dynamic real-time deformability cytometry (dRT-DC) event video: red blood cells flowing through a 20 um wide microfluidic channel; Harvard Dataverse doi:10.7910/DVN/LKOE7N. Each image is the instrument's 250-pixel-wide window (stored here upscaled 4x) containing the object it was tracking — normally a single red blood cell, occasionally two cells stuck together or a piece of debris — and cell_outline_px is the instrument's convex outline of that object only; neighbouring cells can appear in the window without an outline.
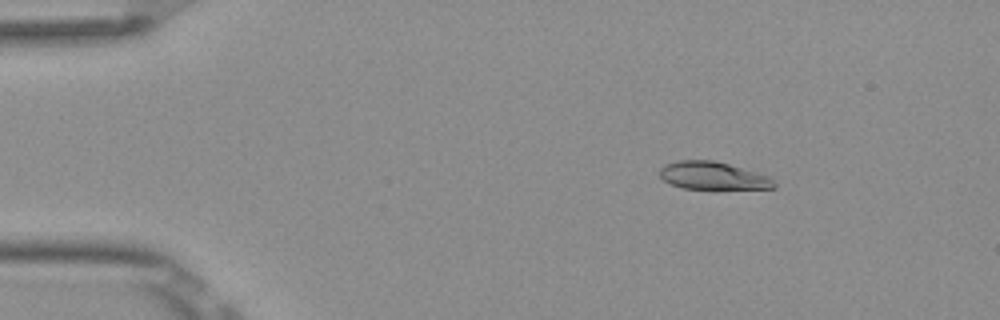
{"species": "Egyptian fruit bat (a non-hibernating species)", "species_latin": "Rousettus aegyptiacus", "temperature_condition": "room temperature", "stored_images_in_passage": 47, "camera_frame_rate_fps": 3000, "um_per_image_px": 0.085, "frame": {"image": 1, "passage_image": 2, "time_ms": 0.333, "image_size_px": [1000, 320], "cell_outline_px": [[776, 188], [716, 192], [684, 188], [672, 184], [664, 180], [660, 176], [660, 168], [664, 164], [680, 160], [712, 160], [728, 164], [772, 176], [776, 184]], "centroid_in_image_um": [60.69, 15.0], "position_along_channel_um": 24.3, "area_um2": 19.59}}
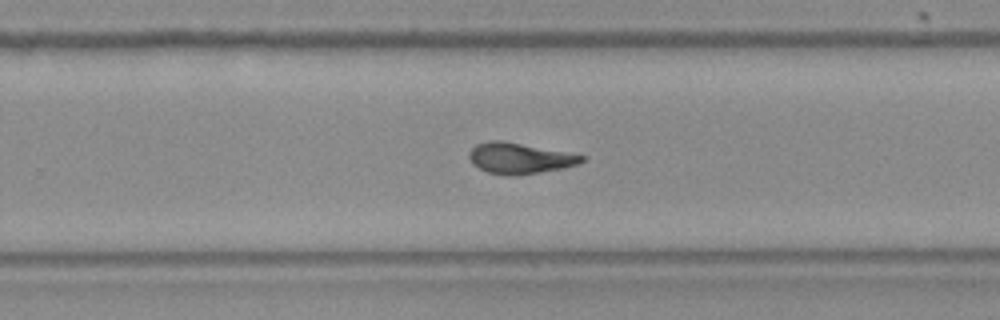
{"frame": {"image": 2, "passage_image": 28, "time_ms": 9.0, "image_size_px": [1000, 320], "cell_outline_px": [[588, 156], [580, 164], [540, 172], [504, 176], [488, 172], [472, 164], [468, 156], [468, 152], [476, 144], [488, 140], [500, 140]], "centroid_in_image_um": [44.14, 13.44], "position_along_channel_um": 285.7, "area_um2": 20.11}}
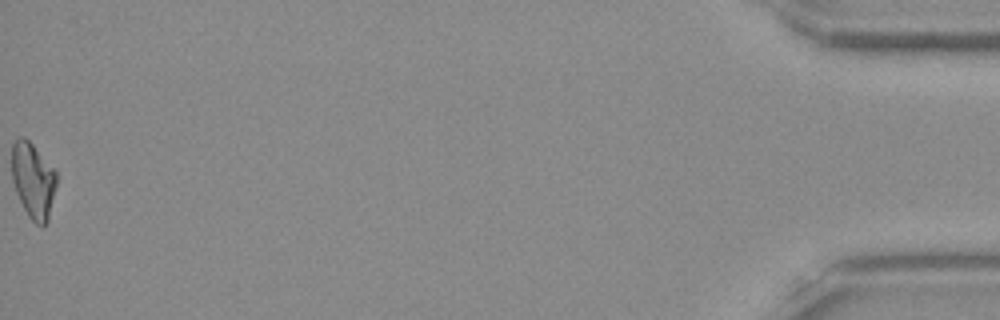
{"frame": {"image": 3, "passage_image": 47, "time_ms": 15.333, "image_size_px": [1000, 320], "cell_outline_px": [[56, 184], [48, 220], [44, 224], [36, 224], [28, 216], [16, 192], [12, 180], [12, 144], [20, 136], [24, 136], [32, 144], [56, 172]], "centroid_in_image_um": [2.79, 15.32], "position_along_channel_um": 432.4, "area_um2": 19.31}, "authors_computed_cell_mechanics": {"area_um2": 19.8832, "velocity_mm_per_s": 3.8825, "shape_relaxation_time_tau1_ms": 8.6307, "shape_relaxation_time_tau2_ms": 1.879, "deformation_change_tau1": 0.2562, "deformation_change_tau2": 0.0809}}